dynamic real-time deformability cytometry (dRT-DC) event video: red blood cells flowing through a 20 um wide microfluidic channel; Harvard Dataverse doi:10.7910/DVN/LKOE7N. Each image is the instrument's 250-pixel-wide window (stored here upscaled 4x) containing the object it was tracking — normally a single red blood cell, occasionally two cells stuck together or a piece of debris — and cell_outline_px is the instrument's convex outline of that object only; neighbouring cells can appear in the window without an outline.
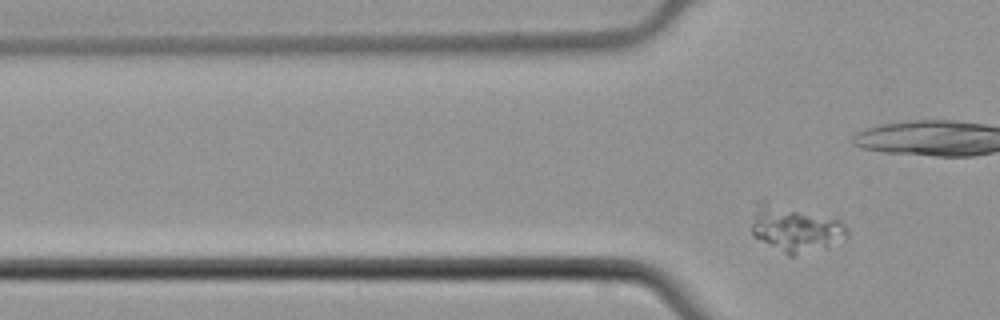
{"species": "common noctule bat (a hibernating species)", "species_latin": "Nyctalus noctula", "temperature_condition": "cold", "stored_images_in_passage": 2, "camera_frame_rate_fps": 3000, "um_per_image_px": 0.085, "animal": {"sex": "male", "body_mass_g": 21.5, "forearm_length_mm": 52.0}, "frame": {"image": 1, "passage_image": 2, "time_ms": 0.333, "image_size_px": [1000, 320], "cell_outline_px": [[848, 236], [844, 240], [828, 248], [792, 256], [788, 256], [752, 236], [752, 224], [756, 200], [760, 196], [764, 196], [840, 220], [844, 224], [848, 232]], "centroid_in_image_um": [67.55, 19.36], "position_along_channel_um": 58.3, "area_um2": 27.28}}